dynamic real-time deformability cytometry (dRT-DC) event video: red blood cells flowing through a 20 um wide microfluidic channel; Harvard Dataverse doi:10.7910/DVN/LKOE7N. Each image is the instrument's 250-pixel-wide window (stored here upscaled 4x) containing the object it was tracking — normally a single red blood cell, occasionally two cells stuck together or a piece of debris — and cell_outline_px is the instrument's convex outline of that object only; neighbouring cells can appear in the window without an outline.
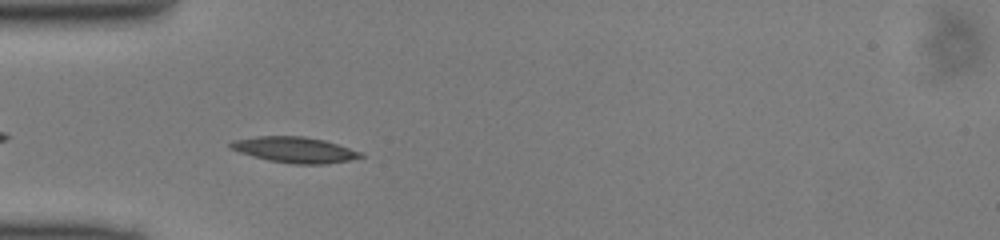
{"species": "common noctule bat (a hibernating species)", "species_latin": "Nyctalus noctula", "temperature_condition": "cold", "stored_images_in_passage": 37, "camera_frame_rate_fps": 3000, "um_per_image_px": 0.085, "animal": {"sex": "male", "body_mass_g": 13.0, "forearm_length_mm": 53.1}, "frame": {"image": 1, "passage_image": 3, "time_ms": 0.667, "image_size_px": [1000, 240], "cell_outline_px": [[364, 156], [348, 160], [328, 164], [292, 164], [268, 160], [252, 156], [228, 148], [228, 144], [232, 140], [256, 136], [304, 136], [324, 140], [360, 152]], "centroid_in_image_um": [24.98, 12.73], "position_along_channel_um": 60.0, "area_um2": 19.48}}
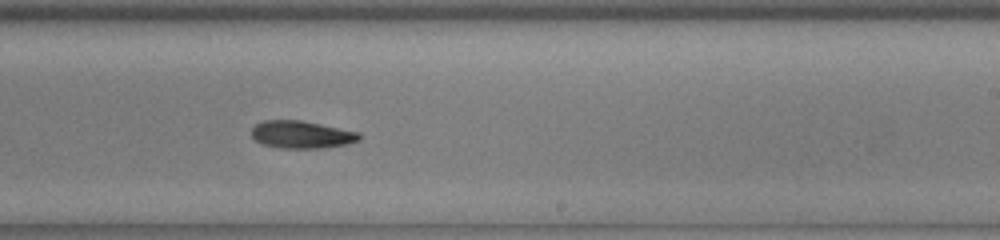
{"frame": {"image": 2, "passage_image": 18, "time_ms": 5.667, "image_size_px": [1000, 240], "cell_outline_px": [[360, 140], [348, 144], [324, 148], [280, 148], [264, 144], [256, 140], [252, 136], [252, 128], [256, 124], [264, 120], [300, 120], [360, 132]], "centroid_in_image_um": [25.66, 11.44], "position_along_channel_um": 263.3, "area_um2": 17.22}}
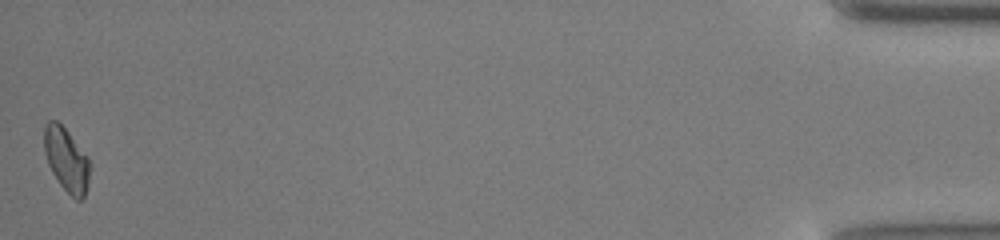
{"frame": {"image": 3, "passage_image": 37, "time_ms": 12.0, "image_size_px": [1000, 240], "cell_outline_px": [[92, 168], [88, 184], [84, 196], [80, 200], [76, 200], [60, 184], [52, 172], [48, 164], [44, 152], [44, 128], [48, 120], [56, 120], [68, 132], [88, 156], [92, 164]], "centroid_in_image_um": [5.68, 13.57], "position_along_channel_um": 429.5, "area_um2": 17.11}}